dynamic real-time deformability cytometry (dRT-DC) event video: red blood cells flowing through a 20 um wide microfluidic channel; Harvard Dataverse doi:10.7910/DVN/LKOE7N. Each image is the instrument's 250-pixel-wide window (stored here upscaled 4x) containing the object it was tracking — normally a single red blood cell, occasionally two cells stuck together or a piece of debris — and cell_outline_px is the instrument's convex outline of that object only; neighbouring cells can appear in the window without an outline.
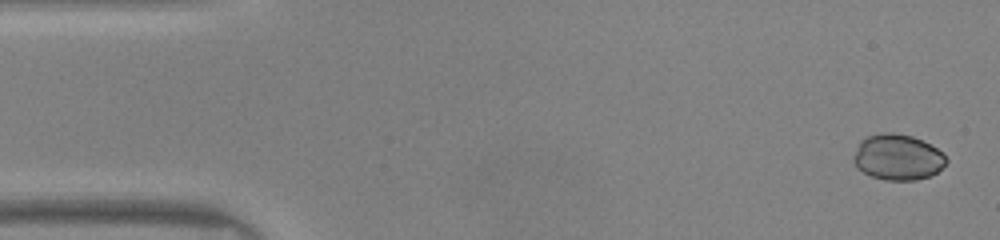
{"species": "common noctule bat (a hibernating species)", "species_latin": "Nyctalus noctula", "temperature_condition": "warm", "stored_images_in_passage": 48, "camera_frame_rate_fps": 3000, "um_per_image_px": 0.085, "animal": {"sex": "male", "body_mass_g": 20.0, "forearm_length_mm": 53.3}, "frame": {"image": 1, "passage_image": 2, "time_ms": 0.333, "image_size_px": [1000, 240], "cell_outline_px": [[948, 160], [936, 172], [928, 176], [916, 180], [884, 180], [872, 176], [856, 168], [852, 160], [852, 156], [860, 140], [868, 136], [884, 132], [892, 132], [912, 136], [944, 152]], "centroid_in_image_um": [76.27, 13.36], "position_along_channel_um": 8.7, "area_um2": 24.74}}
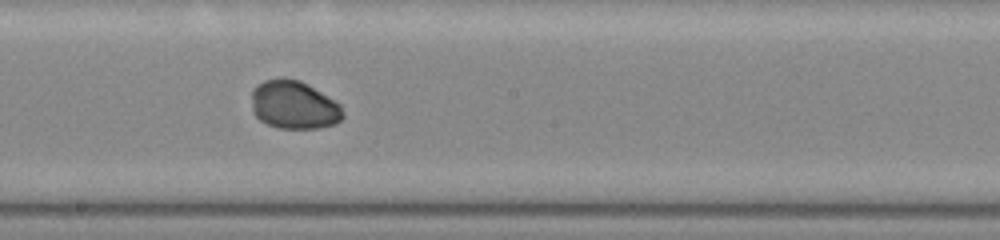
{"frame": {"image": 2, "passage_image": 26, "time_ms": 8.333, "image_size_px": [1000, 240], "cell_outline_px": [[344, 116], [336, 124], [320, 128], [280, 128], [268, 124], [260, 120], [252, 112], [252, 88], [256, 84], [264, 80], [300, 80], [340, 104], [344, 112]], "centroid_in_image_um": [24.98, 8.95], "position_along_channel_um": 223.2, "area_um2": 25.43}}
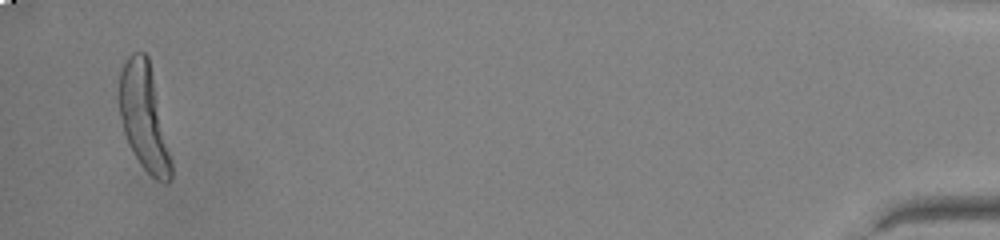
{"frame": {"image": 3, "passage_image": 47, "time_ms": 15.333, "image_size_px": [1000, 240], "cell_outline_px": [[172, 180], [168, 184], [164, 184], [156, 180], [140, 164], [132, 152], [128, 144], [124, 132], [120, 116], [120, 72], [128, 56], [132, 52], [144, 52], [148, 56], [172, 160]], "centroid_in_image_um": [12.26, 10.02], "position_along_channel_um": 422.9, "area_um2": 31.91}, "authors_computed_cell_mechanics": {"area_um2": 26.299, "velocity_mm_per_s": 4.1712, "shape_relaxation_time_tau1_ms": 2.4567, "shape_relaxation_time_tau2_ms": null, "deformation_change_tau1": 0.1132, "deformation_change_tau2": null}}